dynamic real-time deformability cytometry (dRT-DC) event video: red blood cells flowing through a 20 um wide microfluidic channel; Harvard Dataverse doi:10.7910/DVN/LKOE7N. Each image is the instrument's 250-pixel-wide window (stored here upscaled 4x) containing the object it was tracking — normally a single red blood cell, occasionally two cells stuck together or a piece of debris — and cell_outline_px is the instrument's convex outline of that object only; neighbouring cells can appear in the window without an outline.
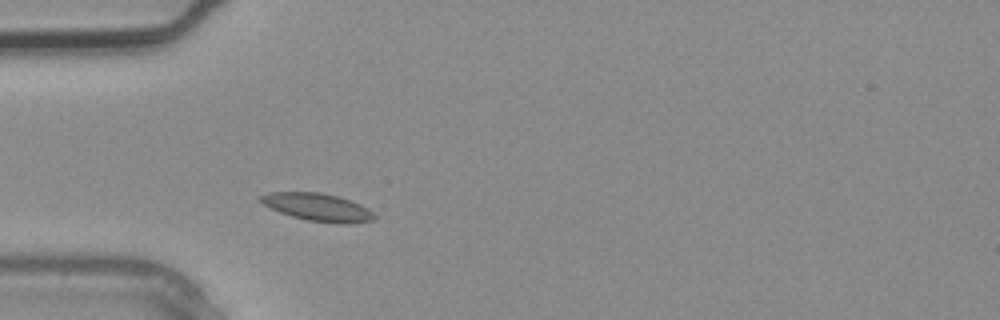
{"species": "common noctule bat (a hibernating species)", "species_latin": "Nyctalus noctula", "temperature_condition": "warm", "stored_images_in_passage": 3, "camera_frame_rate_fps": 3000, "um_per_image_px": 0.085, "animal": {"sex": "male", "body_mass_g": 20.4}, "frame": {"image": 1, "passage_image": 3, "time_ms": 0.667, "image_size_px": [1000, 320], "cell_outline_px": [[376, 216], [372, 220], [348, 224], [344, 224], [308, 220], [292, 216], [280, 212], [256, 200], [256, 196], [268, 192], [320, 192], [340, 196], [352, 200], [368, 208]], "centroid_in_image_um": [26.97, 17.59], "position_along_channel_um": 58.0, "area_um2": 18.5}}